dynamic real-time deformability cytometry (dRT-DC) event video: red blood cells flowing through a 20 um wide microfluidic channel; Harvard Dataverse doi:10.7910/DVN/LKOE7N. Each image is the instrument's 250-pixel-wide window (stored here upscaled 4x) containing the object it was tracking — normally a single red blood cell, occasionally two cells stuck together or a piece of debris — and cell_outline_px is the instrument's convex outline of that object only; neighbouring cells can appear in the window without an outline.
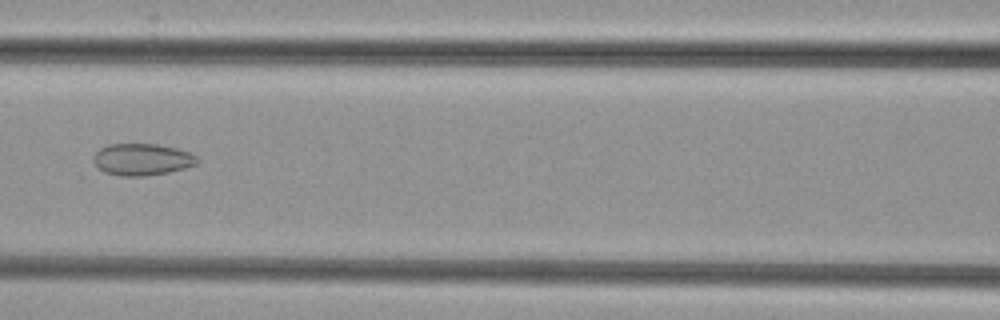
{"species": "common noctule bat (a hibernating species)", "species_latin": "Nyctalus noctula", "temperature_condition": "cold", "stored_images_in_passage": 4, "camera_frame_rate_fps": 3000, "um_per_image_px": 0.085, "animal": {"sex": "female", "body_mass_g": 29.2, "forearm_length_mm": 56.3}, "frame": {"image": 1, "passage_image": 4, "time_ms": 1.0, "image_size_px": [1000, 320], "cell_outline_px": [[200, 160], [196, 164], [184, 168], [168, 172], [144, 176], [120, 176], [104, 172], [92, 160], [92, 156], [100, 148], [108, 144], [156, 144], [176, 148], [188, 152], [196, 156]], "centroid_in_image_um": [12.06, 13.55], "position_along_channel_um": 154.5, "area_um2": 19.19}}